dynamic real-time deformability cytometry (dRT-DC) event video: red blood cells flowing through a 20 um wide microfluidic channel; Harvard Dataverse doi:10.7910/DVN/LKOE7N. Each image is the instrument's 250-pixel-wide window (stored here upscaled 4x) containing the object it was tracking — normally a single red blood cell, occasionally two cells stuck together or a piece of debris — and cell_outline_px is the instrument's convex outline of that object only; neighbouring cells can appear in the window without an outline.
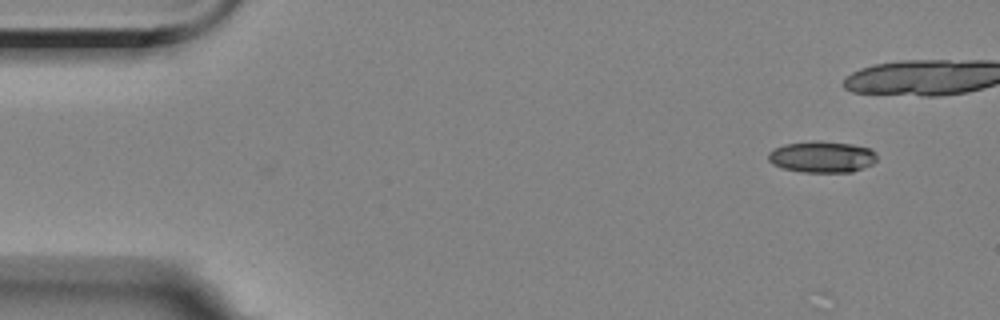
{"species": "Egyptian fruit bat (a non-hibernating species)", "species_latin": "Rousettus aegyptiacus", "temperature_condition": "room temperature", "stored_images_in_passage": 6, "camera_frame_rate_fps": 3000, "um_per_image_px": 0.085, "animal": {"sex": "female"}, "frame": {"image": 1, "passage_image": 1, "time_ms": 0.0, "image_size_px": [1000, 320], "cell_outline_px": [[876, 160], [872, 164], [852, 172], [804, 172], [784, 168], [772, 164], [768, 160], [768, 152], [784, 144], [812, 140], [816, 140], [852, 144], [872, 148], [876, 152]], "centroid_in_image_um": [69.88, 13.32], "position_along_channel_um": 15.1, "area_um2": 20.0}}
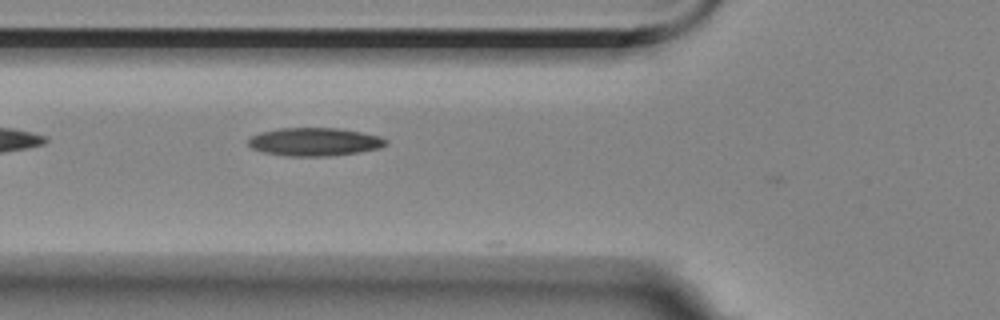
{"frame": {"image": 2, "passage_image": 6, "time_ms": 7.0, "image_size_px": [1000, 320], "cell_outline_px": [[388, 144], [380, 148], [356, 152], [328, 156], [288, 156], [264, 152], [252, 148], [248, 144], [248, 140], [252, 136], [260, 132], [280, 128], [340, 128], [380, 136], [388, 140]], "centroid_in_image_um": [26.75, 12.05], "position_along_channel_um": 99.1, "area_um2": 22.48}}